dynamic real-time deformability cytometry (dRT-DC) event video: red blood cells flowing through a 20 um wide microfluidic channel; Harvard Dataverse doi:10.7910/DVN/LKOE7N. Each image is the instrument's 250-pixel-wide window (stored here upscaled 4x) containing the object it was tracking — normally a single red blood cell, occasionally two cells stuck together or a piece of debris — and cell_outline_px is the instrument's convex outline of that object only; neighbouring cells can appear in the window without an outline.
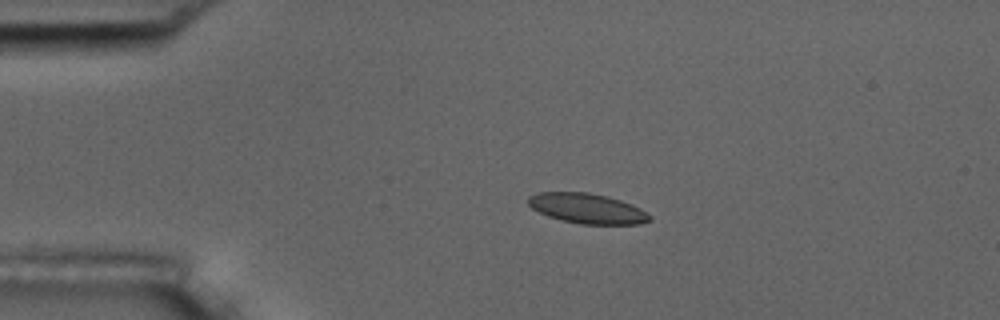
{"species": "common noctule bat (a hibernating species)", "species_latin": "Nyctalus noctula", "temperature_condition": "room temperature", "stored_images_in_passage": 3, "camera_frame_rate_fps": 3000, "um_per_image_px": 0.085, "animal": {"sex": "male", "body_mass_g": 17.5, "forearm_length_mm": 52.3}, "frame": {"image": 1, "passage_image": 2, "time_ms": 1.333, "image_size_px": [1000, 320], "cell_outline_px": [[652, 220], [640, 224], [580, 224], [560, 220], [548, 216], [532, 208], [528, 204], [528, 196], [536, 192], [588, 192], [608, 196], [632, 204], [640, 208], [652, 216]], "centroid_in_image_um": [49.92, 17.72], "position_along_channel_um": 35.1, "area_um2": 21.44}}